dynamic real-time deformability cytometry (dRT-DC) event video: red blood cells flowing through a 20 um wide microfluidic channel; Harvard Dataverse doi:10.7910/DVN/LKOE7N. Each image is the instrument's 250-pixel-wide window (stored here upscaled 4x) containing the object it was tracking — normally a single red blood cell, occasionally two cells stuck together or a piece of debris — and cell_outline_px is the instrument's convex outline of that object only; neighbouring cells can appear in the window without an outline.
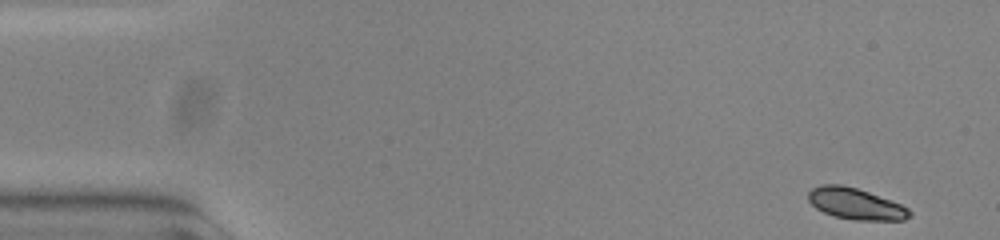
{"species": "common noctule bat (a hibernating species)", "species_latin": "Nyctalus noctula", "temperature_condition": "warm", "stored_images_in_passage": 53, "camera_frame_rate_fps": 3000, "um_per_image_px": 0.085, "animal": {"sex": "female", "body_mass_g": 23.0, "forearm_length_mm": 53.4}, "frame": {"image": 1, "passage_image": 1, "time_ms": 0.0, "image_size_px": [1000, 240], "cell_outline_px": [[912, 216], [904, 220], [856, 220], [836, 216], [824, 212], [816, 208], [808, 200], [808, 192], [812, 188], [820, 184], [840, 184], [856, 188], [868, 192], [900, 204], [908, 208], [912, 212]], "centroid_in_image_um": [72.72, 17.32], "position_along_channel_um": 12.3, "area_um2": 18.32}}
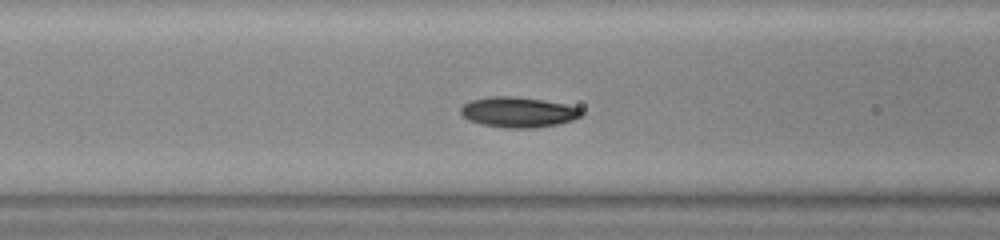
{"frame": {"image": 2, "passage_image": 20, "time_ms": 6.333, "image_size_px": [1000, 240], "cell_outline_px": [[584, 112], [580, 116], [572, 120], [556, 124], [532, 128], [504, 128], [484, 124], [468, 120], [460, 112], [460, 108], [464, 104], [472, 100], [492, 96], [512, 96], [540, 100], [564, 104], [580, 108]], "centroid_in_image_um": [44.04, 9.53], "position_along_channel_um": 122.6, "area_um2": 21.04}}
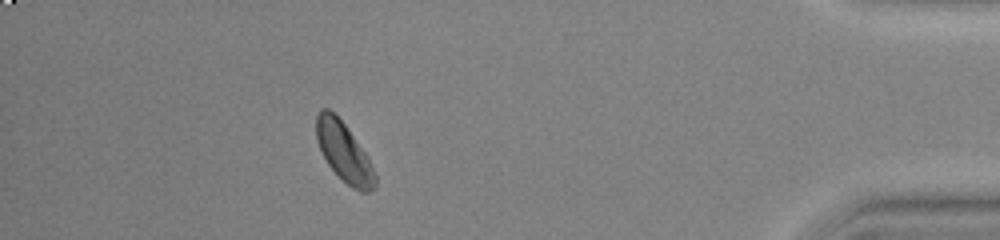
{"frame": {"image": 3, "passage_image": 47, "time_ms": 15.333, "image_size_px": [1000, 240], "cell_outline_px": [[376, 184], [368, 192], [360, 192], [352, 188], [328, 164], [316, 140], [316, 116], [320, 108], [328, 108], [344, 124], [368, 156], [376, 176]], "centroid_in_image_um": [29.23, 12.92], "position_along_channel_um": 406.0, "area_um2": 19.88}, "authors_computed_cell_mechanics": {"area_um2": 20.0566, "velocity_mm_per_s": 3.7327, "shape_relaxation_time_tau1_ms": 1.6772, "shape_relaxation_time_tau2_ms": null, "deformation_change_tau1": 0.0772, "deformation_change_tau2": null}}